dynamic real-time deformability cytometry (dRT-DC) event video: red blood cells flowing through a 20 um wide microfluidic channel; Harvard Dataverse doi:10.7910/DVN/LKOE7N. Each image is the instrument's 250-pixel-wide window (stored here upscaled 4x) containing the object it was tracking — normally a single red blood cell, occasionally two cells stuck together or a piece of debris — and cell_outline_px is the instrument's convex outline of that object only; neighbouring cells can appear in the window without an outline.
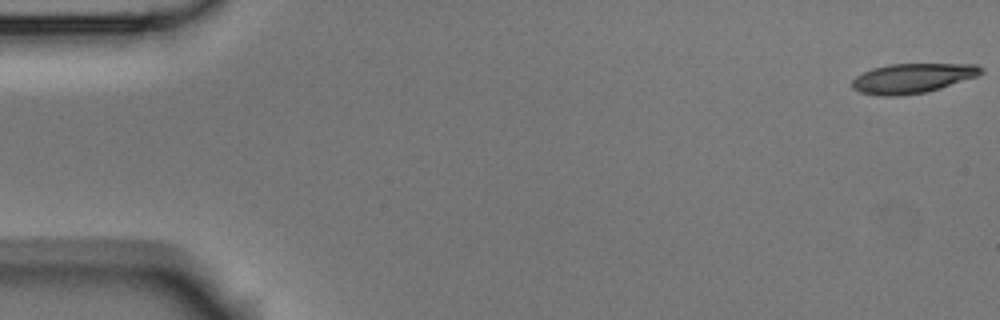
{"species": "Egyptian fruit bat (a non-hibernating species)", "species_latin": "Rousettus aegyptiacus", "temperature_condition": "room temperature", "stored_images_in_passage": 54, "camera_frame_rate_fps": 3000, "um_per_image_px": 0.085, "animal": {"sex": "male"}, "frame": {"image": 1, "passage_image": 1, "time_ms": 0.0, "image_size_px": [1000, 320], "cell_outline_px": [[984, 72], [976, 76], [940, 88], [924, 92], [900, 96], [880, 96], [860, 92], [852, 88], [852, 80], [856, 76], [872, 68], [888, 64], [976, 64], [984, 68]], "centroid_in_image_um": [77.54, 6.64], "position_along_channel_um": 7.5, "area_um2": 22.25}}
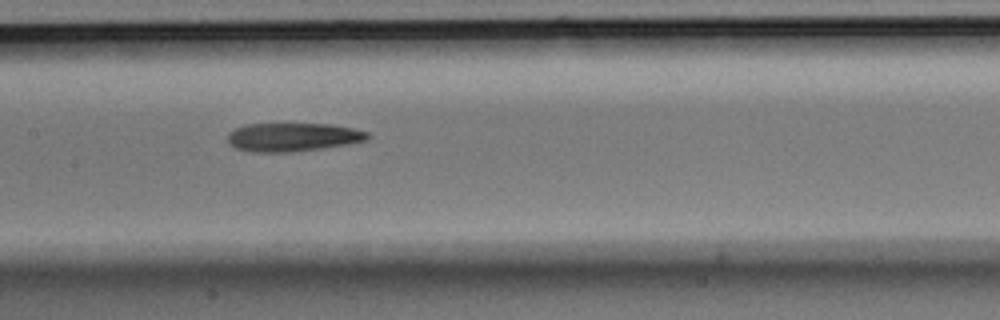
{"frame": {"image": 2, "passage_image": 26, "time_ms": 8.333, "image_size_px": [1000, 320], "cell_outline_px": [[372, 136], [368, 140], [348, 144], [324, 148], [292, 152], [252, 152], [236, 148], [228, 140], [228, 132], [244, 124], [332, 124], [352, 128], [368, 132]], "centroid_in_image_um": [24.93, 11.65], "position_along_channel_um": 182.5, "area_um2": 23.35}}
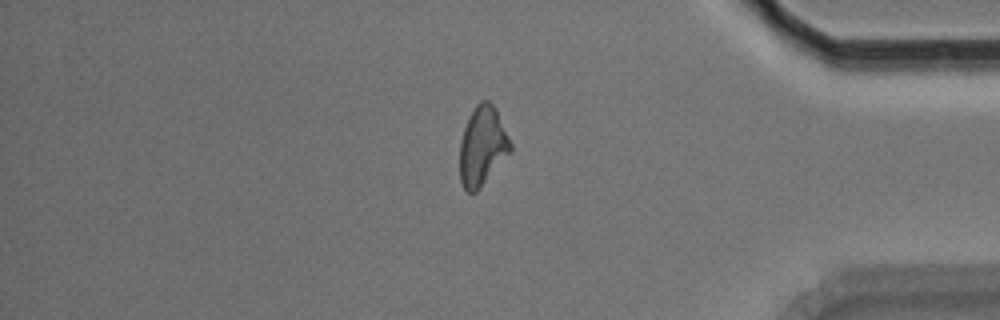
{"frame": {"image": 3, "passage_image": 45, "time_ms": 14.667, "image_size_px": [1000, 320], "cell_outline_px": [[512, 152], [476, 192], [468, 192], [464, 188], [460, 180], [460, 140], [464, 128], [476, 104], [480, 100], [488, 100], [492, 104], [512, 144]], "centroid_in_image_um": [41.01, 12.45], "position_along_channel_um": 394.2, "area_um2": 23.12}, "authors_computed_cell_mechanics": {"area_um2": 23.4957, "velocity_mm_per_s": 3.7676, "shape_relaxation_time_tau1_ms": null, "shape_relaxation_time_tau2_ms": 5.6859, "deformation_change_tau1": null, "deformation_change_tau2": 0.1822}}